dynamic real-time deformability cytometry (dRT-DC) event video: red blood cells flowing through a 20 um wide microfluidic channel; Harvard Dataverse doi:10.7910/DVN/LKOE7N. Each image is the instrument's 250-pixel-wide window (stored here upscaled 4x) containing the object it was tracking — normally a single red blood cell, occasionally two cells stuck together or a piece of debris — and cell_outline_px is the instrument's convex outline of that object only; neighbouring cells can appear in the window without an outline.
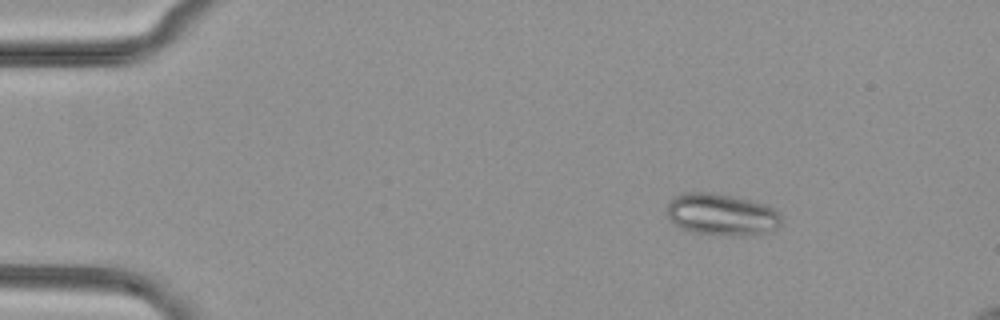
{"species": "common noctule bat (a hibernating species)", "species_latin": "Nyctalus noctula", "temperature_condition": "cold", "stored_images_in_passage": 45, "camera_frame_rate_fps": 3000, "um_per_image_px": 0.085, "animal": {"sex": "female", "body_mass_g": 29.2, "forearm_length_mm": 56.3}, "frame": {"image": 1, "passage_image": 1, "time_ms": 0.0, "image_size_px": [1000, 320], "cell_outline_px": [[780, 224], [776, 228], [768, 232], [752, 236], [740, 236], [696, 232], [680, 228], [668, 220], [668, 204], [680, 192], [712, 192], [732, 196], [768, 204], [780, 216]], "centroid_in_image_um": [61.33, 18.23], "position_along_channel_um": 23.7, "area_um2": 27.92}}
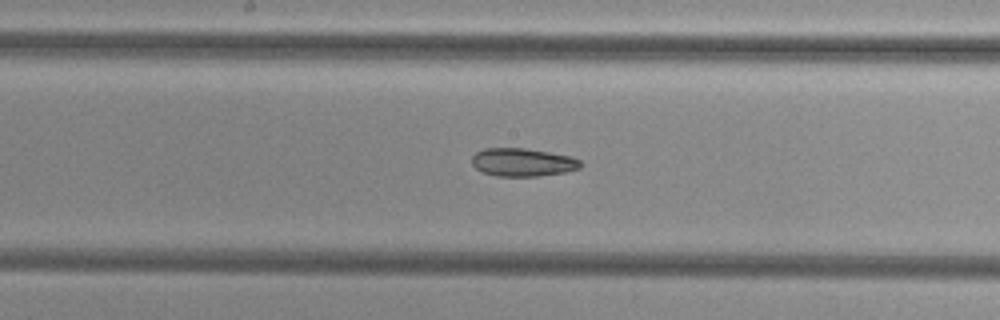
{"frame": {"image": 2, "passage_image": 21, "time_ms": 6.667, "image_size_px": [1000, 320], "cell_outline_px": [[584, 164], [580, 168], [564, 172], [536, 176], [496, 176], [480, 172], [472, 164], [472, 156], [476, 152], [484, 148], [524, 148], [572, 156], [580, 160]], "centroid_in_image_um": [44.42, 13.79], "position_along_channel_um": 203.8, "area_um2": 17.92}}
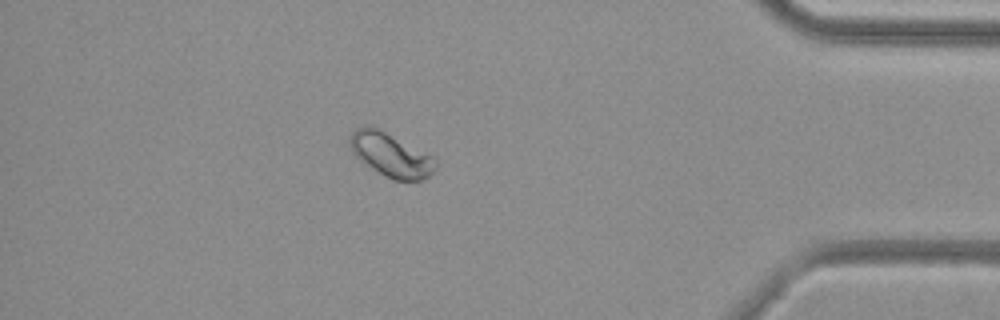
{"frame": {"image": 3, "passage_image": 39, "time_ms": 12.667, "image_size_px": [1000, 320], "cell_outline_px": [[436, 168], [424, 180], [392, 180], [356, 156], [352, 152], [348, 140], [348, 136], [356, 128], [364, 124], [368, 124], [380, 128], [432, 156], [436, 160]], "centroid_in_image_um": [33.19, 13.11], "position_along_channel_um": 402.0, "area_um2": 21.73}}